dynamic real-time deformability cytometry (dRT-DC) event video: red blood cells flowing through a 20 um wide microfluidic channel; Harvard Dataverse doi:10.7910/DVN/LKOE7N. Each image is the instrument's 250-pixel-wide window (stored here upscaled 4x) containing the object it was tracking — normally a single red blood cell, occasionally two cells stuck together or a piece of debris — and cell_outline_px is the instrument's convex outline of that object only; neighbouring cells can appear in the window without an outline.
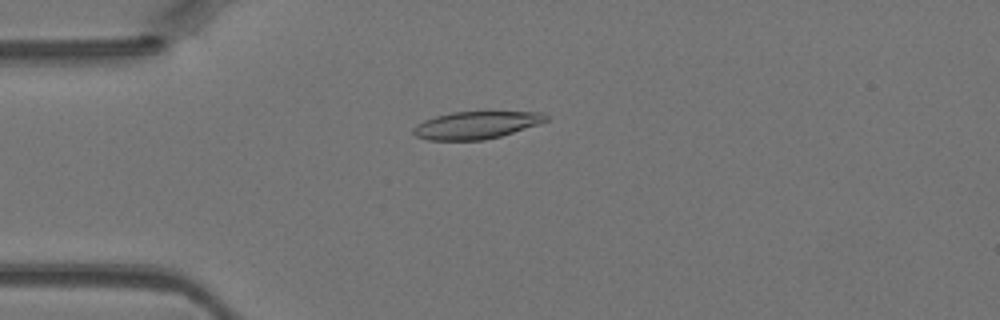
{"species": "Egyptian fruit bat (a non-hibernating species)", "species_latin": "Rousettus aegyptiacus", "temperature_condition": "warm", "stored_images_in_passage": 43, "camera_frame_rate_fps": 3000, "um_per_image_px": 0.085, "animal": {"sex": "female"}, "frame": {"image": 1, "passage_image": 9, "time_ms": 2.667, "image_size_px": [1000, 320], "cell_outline_px": [[548, 120], [500, 136], [484, 140], [428, 140], [416, 136], [412, 132], [412, 128], [416, 124], [424, 120], [436, 116], [452, 112], [544, 112], [548, 116]], "centroid_in_image_um": [40.42, 10.63], "position_along_channel_um": 44.6, "area_um2": 20.98}}
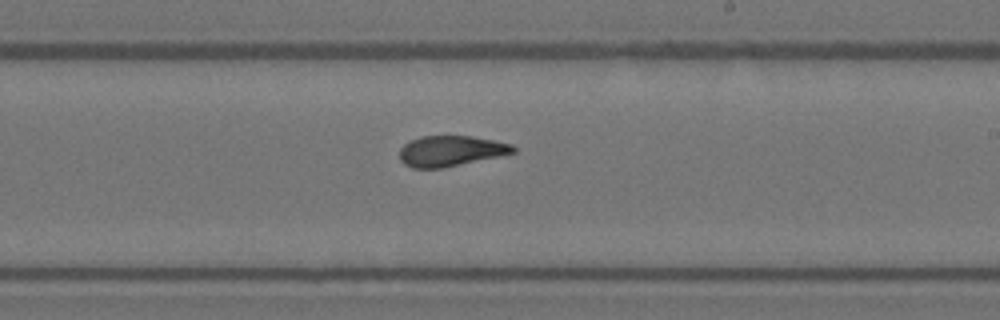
{"frame": {"image": 2, "passage_image": 24, "time_ms": 7.667, "image_size_px": [1000, 320], "cell_outline_px": [[516, 152], [444, 168], [412, 168], [404, 164], [400, 160], [400, 148], [404, 144], [420, 136], [472, 136], [512, 144], [516, 148]], "centroid_in_image_um": [38.3, 12.83], "position_along_channel_um": 250.7, "area_um2": 20.17}}
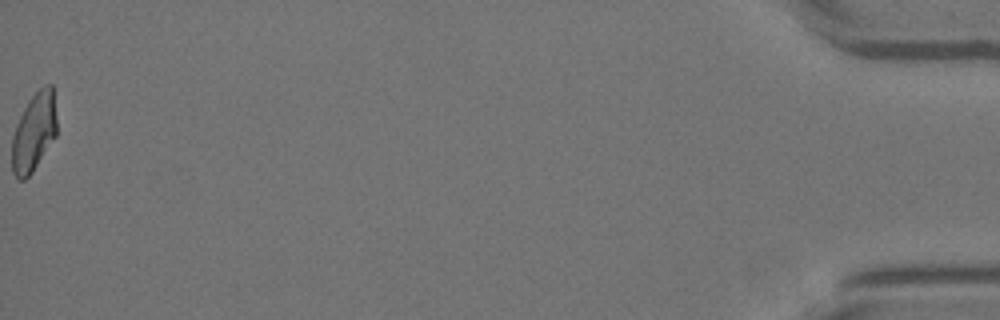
{"frame": {"image": 3, "passage_image": 43, "time_ms": 14.0, "image_size_px": [1000, 320], "cell_outline_px": [[56, 136], [32, 172], [24, 180], [20, 180], [12, 172], [12, 136], [16, 124], [28, 100], [44, 84], [52, 84], [56, 116]], "centroid_in_image_um": [2.88, 11.22], "position_along_channel_um": 432.3, "area_um2": 20.4}}